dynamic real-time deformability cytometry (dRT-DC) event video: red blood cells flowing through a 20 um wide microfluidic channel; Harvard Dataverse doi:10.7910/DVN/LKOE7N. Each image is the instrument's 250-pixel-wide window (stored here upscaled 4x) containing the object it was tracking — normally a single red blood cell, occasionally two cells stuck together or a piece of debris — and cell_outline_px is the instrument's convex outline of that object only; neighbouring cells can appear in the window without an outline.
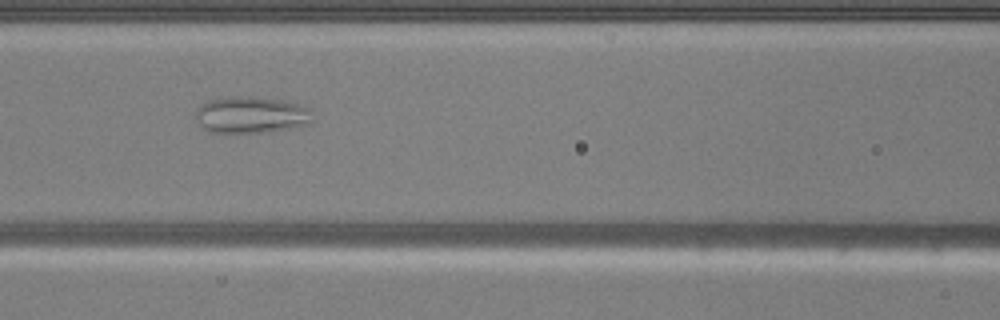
{"species": "common noctule bat (a hibernating species)", "species_latin": "Nyctalus noctula", "temperature_condition": "warm", "stored_images_in_passage": 36, "camera_frame_rate_fps": 3000, "um_per_image_px": 0.085, "animal": {"sex": "male", "body_mass_g": 20.5, "forearm_length_mm": 52.5}, "frame": {"image": 1, "passage_image": 7, "time_ms": 2.0, "image_size_px": [1000, 320], "cell_outline_px": [[312, 124], [288, 128], [260, 132], [208, 132], [200, 128], [196, 116], [196, 108], [200, 104], [208, 100], [228, 96], [248, 96], [280, 100], [300, 104], [308, 108], [312, 120]], "centroid_in_image_um": [21.29, 9.75], "position_along_channel_um": 145.3, "area_um2": 24.97}}
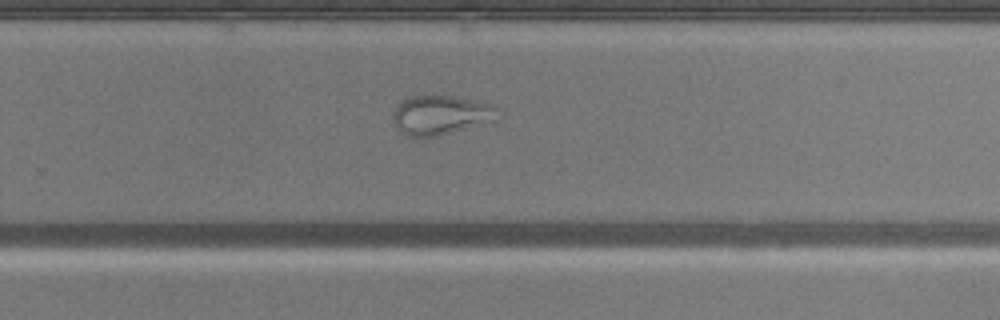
{"frame": {"image": 2, "passage_image": 18, "time_ms": 5.667, "image_size_px": [1000, 320], "cell_outline_px": [[496, 120], [436, 136], [404, 136], [396, 128], [392, 116], [392, 108], [400, 100], [408, 96], [432, 92], [456, 96], [496, 104]], "centroid_in_image_um": [37.38, 9.71], "position_along_channel_um": 292.4, "area_um2": 24.91}}
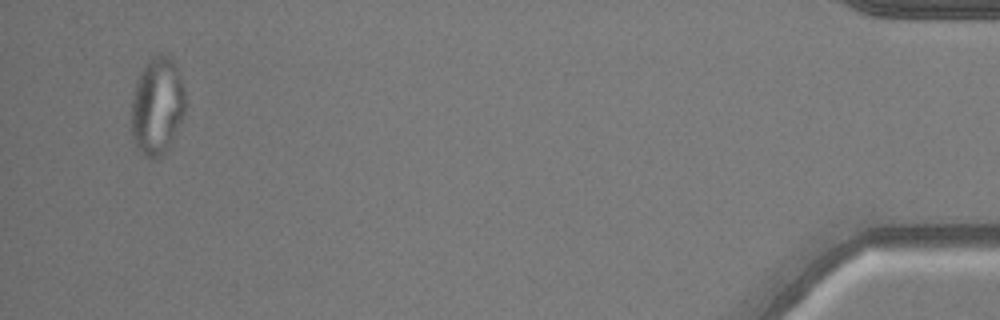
{"frame": {"image": 3, "passage_image": 34, "time_ms": 11.0, "image_size_px": [1000, 320], "cell_outline_px": [[184, 112], [172, 140], [168, 148], [156, 160], [148, 160], [136, 148], [132, 140], [132, 100], [136, 84], [140, 72], [148, 56], [160, 52], [168, 56], [172, 60], [176, 68], [184, 88]], "centroid_in_image_um": [13.33, 9.02], "position_along_channel_um": 421.9, "area_um2": 30.75}, "authors_computed_cell_mechanics": {"area_um2": 28.033, "velocity_mm_per_s": 4.0279, "shape_relaxation_time_tau1_ms": null, "shape_relaxation_time_tau2_ms": 1.571, "deformation_change_tau1": null, "deformation_change_tau2": 0.0714}}